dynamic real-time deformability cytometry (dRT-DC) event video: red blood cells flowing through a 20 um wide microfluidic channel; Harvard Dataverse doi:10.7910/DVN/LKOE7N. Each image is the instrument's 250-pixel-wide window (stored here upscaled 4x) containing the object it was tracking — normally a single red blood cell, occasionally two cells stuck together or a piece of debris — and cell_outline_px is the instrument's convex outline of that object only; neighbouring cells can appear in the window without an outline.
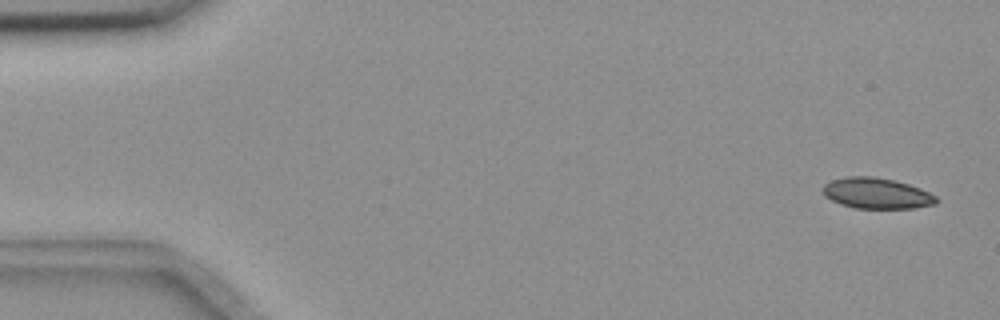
{"species": "common noctule bat (a hibernating species)", "species_latin": "Nyctalus noctula", "temperature_condition": "room temperature", "stored_images_in_passage": 6, "camera_frame_rate_fps": 3000, "um_per_image_px": 0.085, "animal": {"sex": "female", "body_mass_g": 18.4}, "frame": {"image": 1, "passage_image": 1, "time_ms": 0.0, "image_size_px": [1000, 320], "cell_outline_px": [[940, 200], [936, 204], [912, 208], [856, 208], [840, 204], [824, 196], [824, 184], [832, 180], [848, 176], [876, 176], [908, 184], [920, 188], [936, 196]], "centroid_in_image_um": [74.53, 16.43], "position_along_channel_um": 10.5, "area_um2": 20.29}}